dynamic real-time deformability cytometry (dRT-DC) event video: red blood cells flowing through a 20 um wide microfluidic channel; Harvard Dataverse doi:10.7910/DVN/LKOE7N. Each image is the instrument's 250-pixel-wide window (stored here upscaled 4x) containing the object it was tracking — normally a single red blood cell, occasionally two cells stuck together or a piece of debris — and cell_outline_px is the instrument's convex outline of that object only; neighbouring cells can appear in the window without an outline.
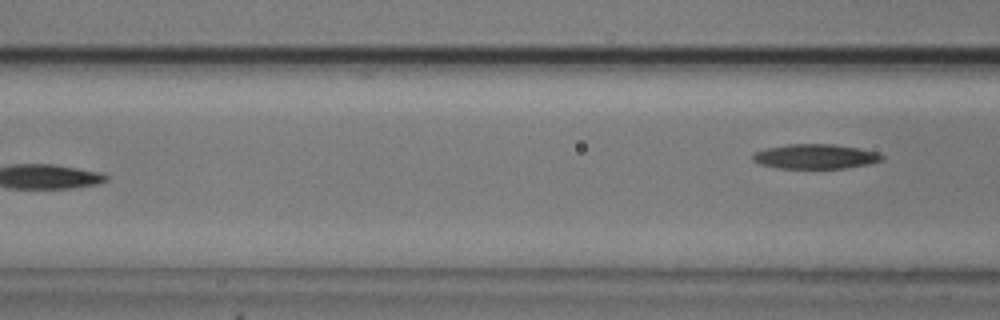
{"species": "common noctule bat (a hibernating species)", "species_latin": "Nyctalus noctula", "temperature_condition": "cold", "stored_images_in_passage": 6, "camera_frame_rate_fps": 3000, "um_per_image_px": 0.085, "animal": {"sex": "male", "body_mass_g": 20.5, "forearm_length_mm": 52.5}, "frame": {"image": 1, "passage_image": 6, "time_ms": 6.0, "image_size_px": [1000, 320], "cell_outline_px": [[884, 160], [868, 164], [844, 168], [776, 168], [760, 164], [752, 160], [752, 156], [756, 152], [768, 148], [788, 144], [836, 144], [876, 152], [884, 156]], "centroid_in_image_um": [69.31, 13.3], "position_along_channel_um": 97.3, "area_um2": 18.44}}